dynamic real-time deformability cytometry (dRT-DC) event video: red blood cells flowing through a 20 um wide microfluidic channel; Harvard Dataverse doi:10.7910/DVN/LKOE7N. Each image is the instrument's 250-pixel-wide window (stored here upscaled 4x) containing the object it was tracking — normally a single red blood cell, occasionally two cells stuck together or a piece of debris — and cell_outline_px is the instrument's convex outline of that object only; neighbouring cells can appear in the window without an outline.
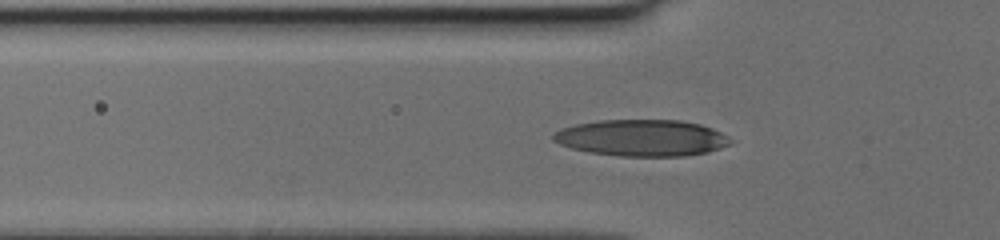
{"species": "human", "species_latin": "Homo sapiens", "temperature_condition": "cold", "stored_images_in_passage": 39, "camera_frame_rate_fps": 3000, "um_per_image_px": 0.085, "donor": {"sex": "female"}, "frame": {"image": 1, "passage_image": 7, "time_ms": 2.0, "image_size_px": [1000, 240], "cell_outline_px": [[736, 140], [732, 144], [708, 152], [684, 156], [620, 156], [588, 152], [572, 148], [560, 144], [552, 140], [552, 136], [560, 128], [576, 124], [600, 120], [680, 120], [700, 124], [712, 128]], "centroid_in_image_um": [54.59, 11.72], "position_along_channel_um": 71.2, "area_um2": 37.92}}
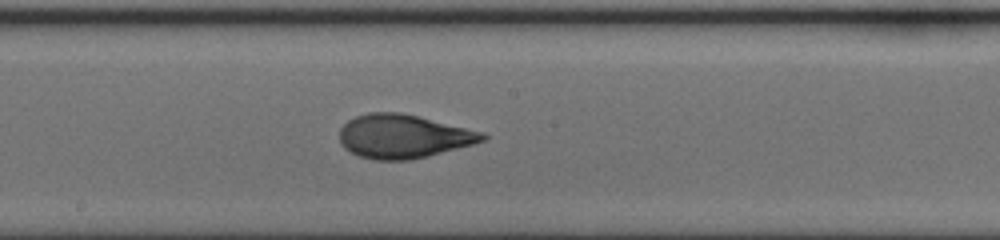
{"frame": {"image": 2, "passage_image": 17, "time_ms": 5.333, "image_size_px": [1000, 240], "cell_outline_px": [[488, 136], [484, 140], [472, 144], [428, 156], [408, 160], [376, 160], [360, 156], [344, 148], [340, 140], [340, 128], [348, 120], [356, 116], [368, 112], [400, 112], [484, 132]], "centroid_in_image_um": [34.26, 11.58], "position_along_channel_um": 213.9, "area_um2": 36.13}}
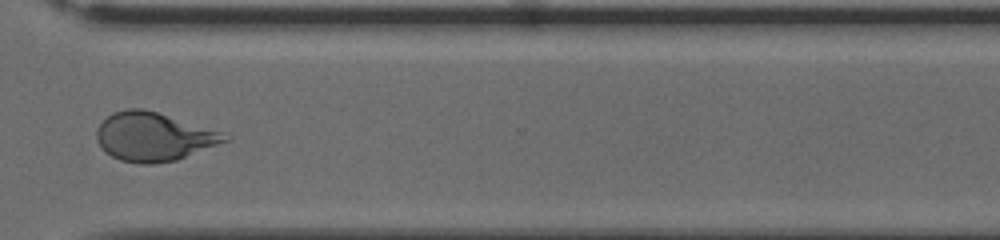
{"frame": {"image": 3, "passage_image": 27, "time_ms": 8.667, "image_size_px": [1000, 240], "cell_outline_px": [[232, 140], [176, 160], [152, 164], [140, 164], [120, 160], [104, 152], [96, 140], [96, 128], [112, 112], [128, 108], [144, 108], [220, 132], [232, 136]], "centroid_in_image_um": [13.04, 11.63], "position_along_channel_um": 357.6, "area_um2": 36.3}}